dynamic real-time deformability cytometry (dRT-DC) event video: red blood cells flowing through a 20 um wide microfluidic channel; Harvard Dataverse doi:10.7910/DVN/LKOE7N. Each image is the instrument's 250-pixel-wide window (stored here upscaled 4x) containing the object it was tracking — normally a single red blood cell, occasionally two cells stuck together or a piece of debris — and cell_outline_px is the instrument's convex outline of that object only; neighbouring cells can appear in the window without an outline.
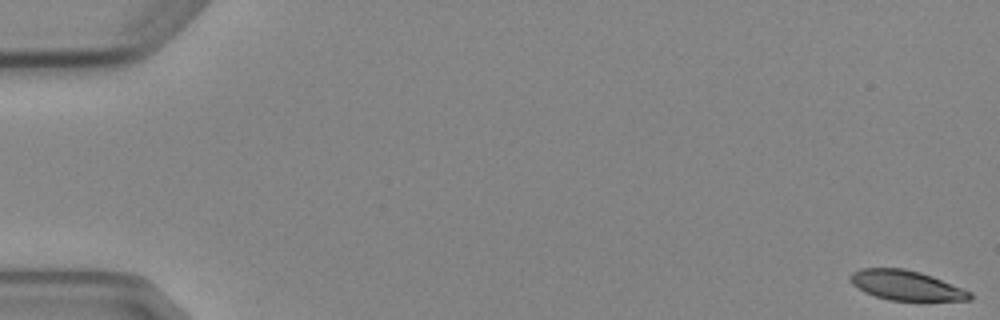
{"species": "Egyptian fruit bat (a non-hibernating species)", "species_latin": "Rousettus aegyptiacus", "temperature_condition": "cold", "stored_images_in_passage": 6, "camera_frame_rate_fps": 3000, "um_per_image_px": 0.085, "animal": {"sex": "female"}, "frame": {"image": 1, "passage_image": 1, "time_ms": 0.0, "image_size_px": [1000, 320], "cell_outline_px": [[972, 300], [920, 304], [888, 300], [864, 292], [852, 284], [848, 276], [852, 272], [860, 268], [904, 268], [920, 272], [932, 276], [972, 292]], "centroid_in_image_um": [77.09, 24.32], "position_along_channel_um": 7.9, "area_um2": 21.91}}
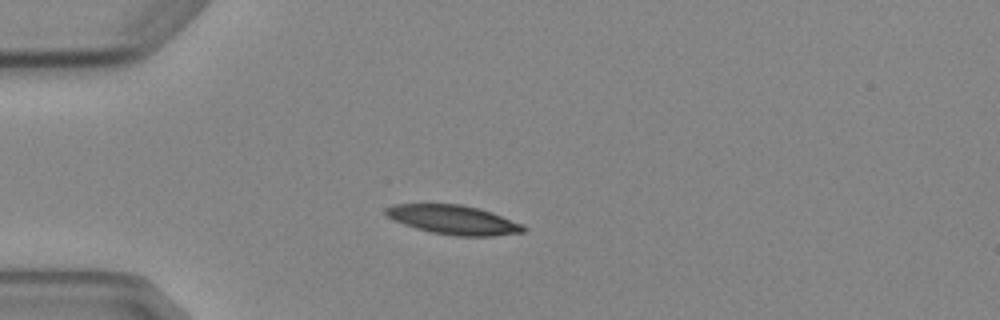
{"frame": {"image": 2, "passage_image": 5, "time_ms": 4.667, "image_size_px": [1000, 320], "cell_outline_px": [[528, 228], [524, 232], [492, 236], [456, 236], [432, 232], [416, 228], [404, 224], [388, 216], [384, 212], [384, 208], [392, 204], [460, 204], [480, 208], [492, 212], [524, 224]], "centroid_in_image_um": [38.59, 18.68], "position_along_channel_um": 46.4, "area_um2": 23.47}}